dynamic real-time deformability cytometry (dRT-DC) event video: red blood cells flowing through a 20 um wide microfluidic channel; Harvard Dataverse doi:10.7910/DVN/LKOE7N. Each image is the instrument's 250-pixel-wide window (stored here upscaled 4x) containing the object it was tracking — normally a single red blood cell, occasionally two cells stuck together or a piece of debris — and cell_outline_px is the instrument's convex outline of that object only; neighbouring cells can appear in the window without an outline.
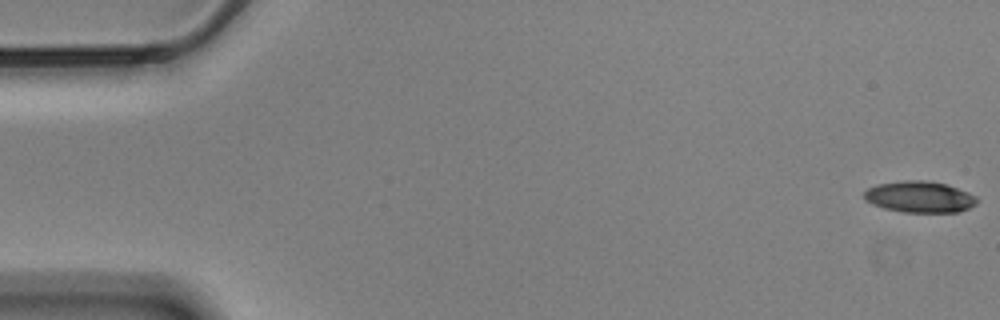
{"species": "Egyptian fruit bat (a non-hibernating species)", "species_latin": "Rousettus aegyptiacus", "temperature_condition": "cold", "stored_images_in_passage": 57, "camera_frame_rate_fps": 3000, "um_per_image_px": 0.085, "animal": {"sex": "male"}, "frame": {"image": 1, "passage_image": 1, "time_ms": 0.0, "image_size_px": [1000, 320], "cell_outline_px": [[976, 204], [968, 208], [956, 212], [900, 212], [884, 208], [872, 204], [864, 200], [864, 192], [868, 188], [876, 184], [900, 180], [928, 180], [944, 184], [968, 192], [976, 196]], "centroid_in_image_um": [78.11, 16.73], "position_along_channel_um": 6.9, "area_um2": 20.63}}
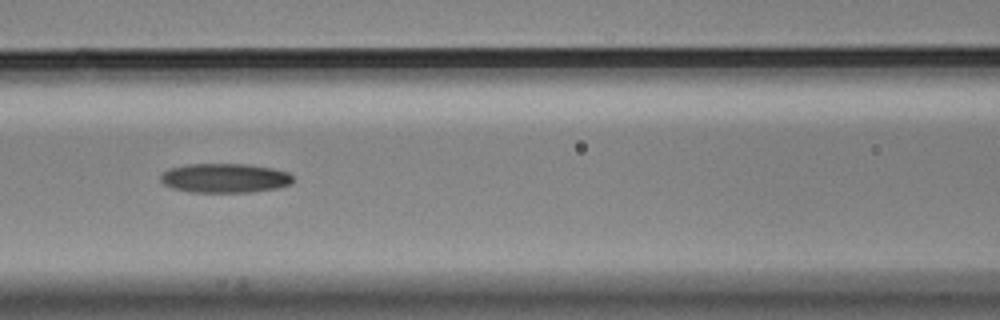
{"frame": {"image": 2, "passage_image": 25, "time_ms": 8.0, "image_size_px": [1000, 320], "cell_outline_px": [[292, 184], [280, 188], [252, 192], [192, 192], [172, 188], [164, 184], [160, 180], [160, 176], [168, 168], [188, 164], [248, 164], [272, 168], [288, 172], [292, 176]], "centroid_in_image_um": [19.12, 15.14], "position_along_channel_um": 147.5, "area_um2": 22.77}}
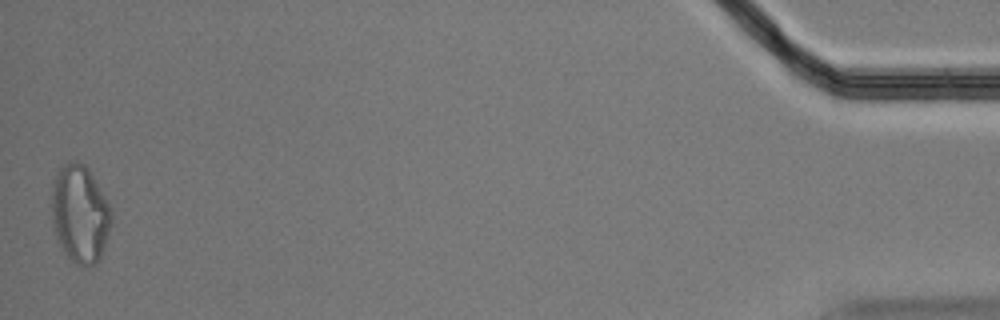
{"frame": {"image": 3, "passage_image": 57, "time_ms": 18.667, "image_size_px": [1000, 320], "cell_outline_px": [[112, 224], [100, 256], [96, 264], [76, 264], [68, 260], [56, 236], [52, 220], [52, 184], [60, 168], [68, 160], [76, 160], [84, 164], [88, 168], [112, 208]], "centroid_in_image_um": [6.8, 18.15], "position_along_channel_um": 428.4, "area_um2": 34.04}, "authors_computed_cell_mechanics": {"area_um2": 22.4842, "velocity_mm_per_s": 3.5011, "shape_relaxation_time_tau1_ms": 10.3425, "shape_relaxation_time_tau2_ms": null, "deformation_change_tau1": 0.2157, "deformation_change_tau2": null}}